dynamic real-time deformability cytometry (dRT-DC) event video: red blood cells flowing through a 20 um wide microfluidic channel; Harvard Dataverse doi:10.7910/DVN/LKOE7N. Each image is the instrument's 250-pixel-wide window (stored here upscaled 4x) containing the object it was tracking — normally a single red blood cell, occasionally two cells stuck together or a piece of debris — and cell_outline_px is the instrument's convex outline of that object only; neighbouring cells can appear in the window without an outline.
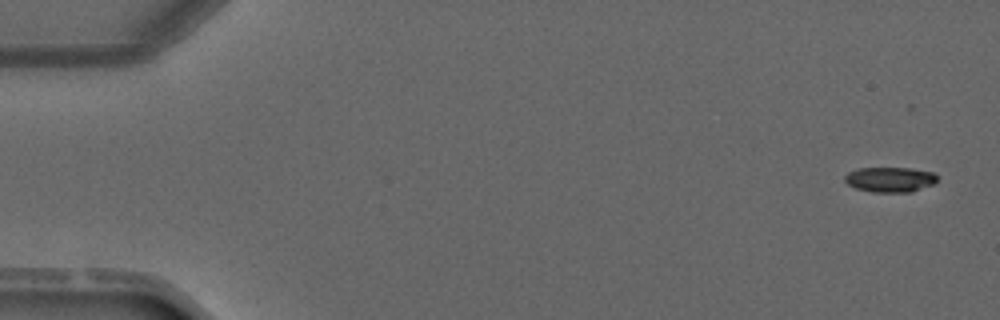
{"species": "common noctule bat (a hibernating species)", "species_latin": "Nyctalus noctula", "temperature_condition": "warm", "stored_images_in_passage": 4, "camera_frame_rate_fps": 3000, "um_per_image_px": 0.085, "animal": {"sex": "male", "forearm_length_mm": 52.5}, "frame": {"image": 1, "passage_image": 1, "time_ms": 0.0, "image_size_px": [1000, 320], "cell_outline_px": [[936, 180], [932, 184], [912, 192], [872, 192], [856, 188], [848, 184], [844, 180], [844, 176], [848, 172], [856, 168], [912, 168], [932, 172], [936, 176]], "centroid_in_image_um": [75.61, 15.25], "position_along_channel_um": 9.4, "area_um2": 13.47}}
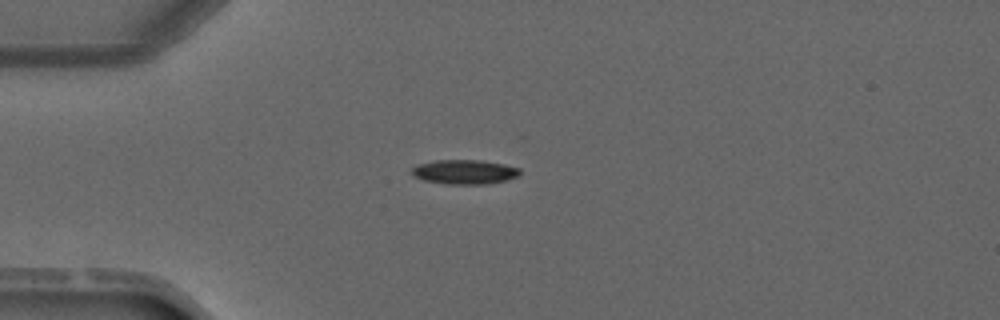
{"frame": {"image": 2, "passage_image": 3, "time_ms": 3.333, "image_size_px": [1000, 320], "cell_outline_px": [[520, 176], [504, 180], [484, 184], [448, 184], [424, 180], [412, 176], [412, 168], [416, 164], [436, 160], [480, 160], [504, 164], [520, 168]], "centroid_in_image_um": [39.47, 14.6], "position_along_channel_um": 45.5, "area_um2": 15.37}}